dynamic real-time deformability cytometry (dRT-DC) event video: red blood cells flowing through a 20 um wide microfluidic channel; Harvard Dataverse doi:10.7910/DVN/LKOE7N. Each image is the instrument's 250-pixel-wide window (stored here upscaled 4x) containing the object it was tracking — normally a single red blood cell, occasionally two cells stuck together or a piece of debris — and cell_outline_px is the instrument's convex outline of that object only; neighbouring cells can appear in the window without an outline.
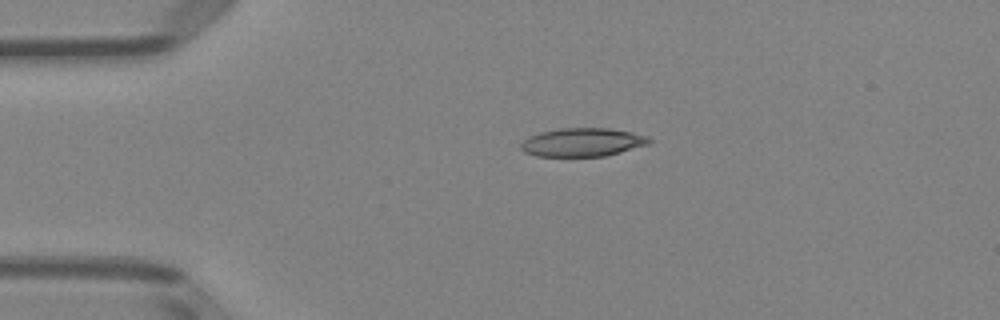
{"species": "Egyptian fruit bat (a non-hibernating species)", "species_latin": "Rousettus aegyptiacus", "temperature_condition": "room temperature", "stored_images_in_passage": 4, "camera_frame_rate_fps": 3000, "um_per_image_px": 0.085, "animal": {"sex": "female"}, "frame": {"image": 1, "passage_image": 3, "time_ms": 3.333, "image_size_px": [1000, 320], "cell_outline_px": [[652, 140], [648, 144], [620, 152], [604, 156], [536, 156], [524, 152], [520, 148], [520, 144], [528, 136], [540, 132], [556, 128], [608, 128], [632, 132], [648, 136]], "centroid_in_image_um": [49.48, 12.08], "position_along_channel_um": 35.5, "area_um2": 21.33}}